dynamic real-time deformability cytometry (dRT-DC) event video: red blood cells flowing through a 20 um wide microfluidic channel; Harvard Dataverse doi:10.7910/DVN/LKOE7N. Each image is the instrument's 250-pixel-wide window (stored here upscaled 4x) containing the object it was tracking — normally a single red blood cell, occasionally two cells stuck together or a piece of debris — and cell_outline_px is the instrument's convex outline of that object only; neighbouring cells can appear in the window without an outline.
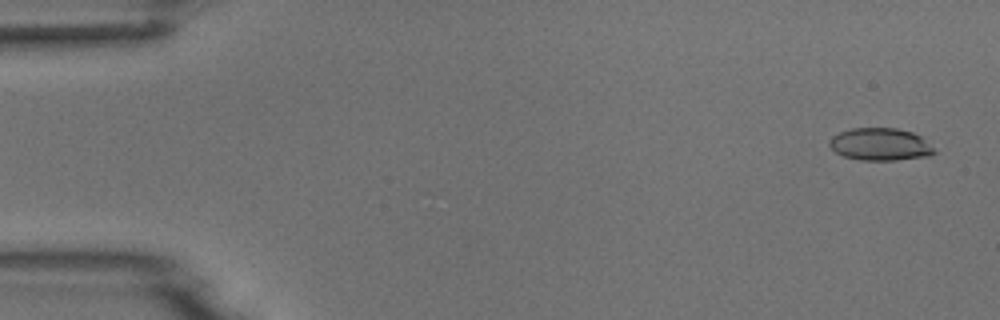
{"species": "common noctule bat (a hibernating species)", "species_latin": "Nyctalus noctula", "temperature_condition": "room temperature", "stored_images_in_passage": 54, "camera_frame_rate_fps": 3000, "um_per_image_px": 0.085, "animal": {"sex": "male", "body_mass_g": 18.8}, "frame": {"image": 1, "passage_image": 3, "time_ms": 0.667, "image_size_px": [1000, 320], "cell_outline_px": [[936, 152], [928, 156], [896, 160], [860, 160], [844, 156], [836, 152], [828, 144], [828, 140], [832, 136], [840, 132], [852, 128], [896, 128], [912, 132], [920, 136], [936, 148]], "centroid_in_image_um": [74.83, 12.27], "position_along_channel_um": 10.2, "area_um2": 19.88}}
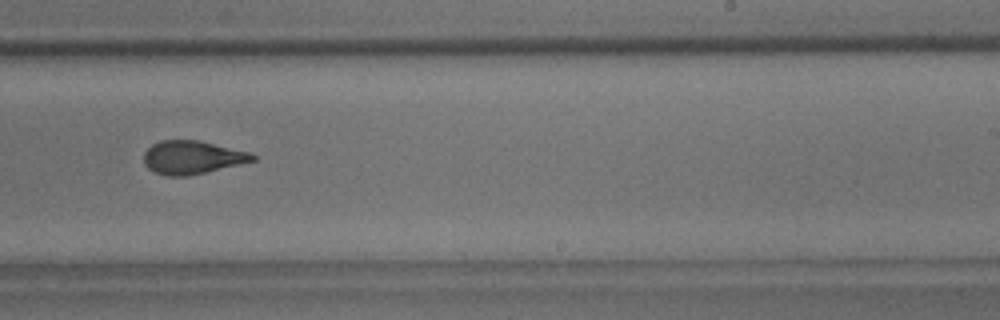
{"frame": {"image": 2, "passage_image": 34, "time_ms": 11.0, "image_size_px": [1000, 320], "cell_outline_px": [[256, 160], [240, 164], [188, 176], [168, 176], [156, 172], [148, 168], [144, 164], [144, 152], [152, 144], [160, 140], [200, 140], [252, 152], [256, 156]], "centroid_in_image_um": [16.36, 13.36], "position_along_channel_um": 272.6, "area_um2": 21.21}}
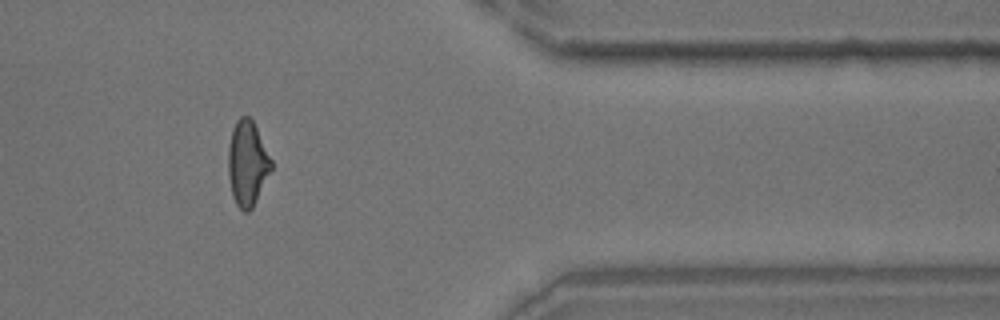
{"frame": {"image": 3, "passage_image": 45, "time_ms": 14.667, "image_size_px": [1000, 320], "cell_outline_px": [[272, 168], [252, 208], [248, 212], [244, 212], [236, 204], [232, 196], [228, 176], [228, 148], [232, 128], [236, 120], [240, 116], [248, 116], [252, 120], [272, 160]], "centroid_in_image_um": [21.0, 13.88], "position_along_channel_um": 390.4, "area_um2": 21.21}}